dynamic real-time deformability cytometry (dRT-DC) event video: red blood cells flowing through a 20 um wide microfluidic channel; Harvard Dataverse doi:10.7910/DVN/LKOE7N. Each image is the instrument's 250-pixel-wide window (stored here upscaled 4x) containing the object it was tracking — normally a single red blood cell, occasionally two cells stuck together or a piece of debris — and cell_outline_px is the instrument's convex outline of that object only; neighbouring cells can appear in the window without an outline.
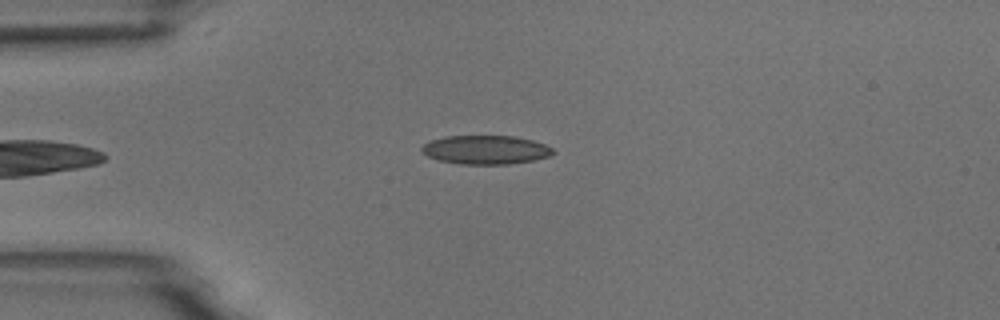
{"species": "common noctule bat (a hibernating species)", "species_latin": "Nyctalus noctula", "temperature_condition": "room temperature", "stored_images_in_passage": 5, "camera_frame_rate_fps": 3000, "um_per_image_px": 0.085, "animal": {"sex": "male", "body_mass_g": 18.8}, "frame": {"image": 1, "passage_image": 5, "time_ms": 5.667, "image_size_px": [1000, 320], "cell_outline_px": [[556, 152], [548, 156], [532, 160], [508, 164], [460, 164], [440, 160], [428, 156], [420, 148], [424, 144], [432, 140], [444, 136], [512, 136], [532, 140], [544, 144], [552, 148]], "centroid_in_image_um": [41.28, 12.73], "position_along_channel_um": 43.7, "area_um2": 21.79}}